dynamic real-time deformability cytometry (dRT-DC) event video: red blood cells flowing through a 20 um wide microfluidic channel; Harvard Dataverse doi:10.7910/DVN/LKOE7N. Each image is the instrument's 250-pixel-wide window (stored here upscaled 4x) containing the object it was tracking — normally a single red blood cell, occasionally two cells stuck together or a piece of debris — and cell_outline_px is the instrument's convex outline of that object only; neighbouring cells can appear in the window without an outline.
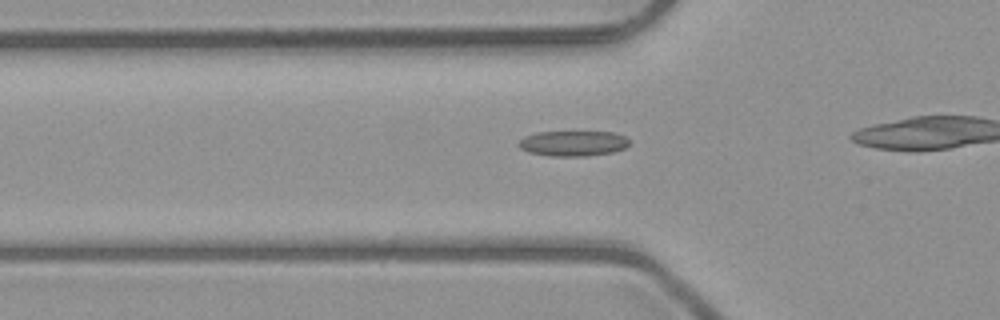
{"species": "common noctule bat (a hibernating species)", "species_latin": "Nyctalus noctula", "temperature_condition": "room temperature", "stored_images_in_passage": 33, "camera_frame_rate_fps": 3000, "um_per_image_px": 0.085, "animal": {"sex": "male", "body_mass_g": 23.1, "forearm_length_mm": 52.7}, "frame": {"image": 1, "passage_image": 5, "time_ms": 1.333, "image_size_px": [1000, 320], "cell_outline_px": [[628, 144], [624, 148], [612, 152], [584, 156], [552, 156], [528, 152], [520, 148], [516, 144], [524, 136], [536, 132], [612, 132], [624, 136], [628, 140]], "centroid_in_image_um": [48.66, 12.18], "position_along_channel_um": 77.1, "area_um2": 16.24}}
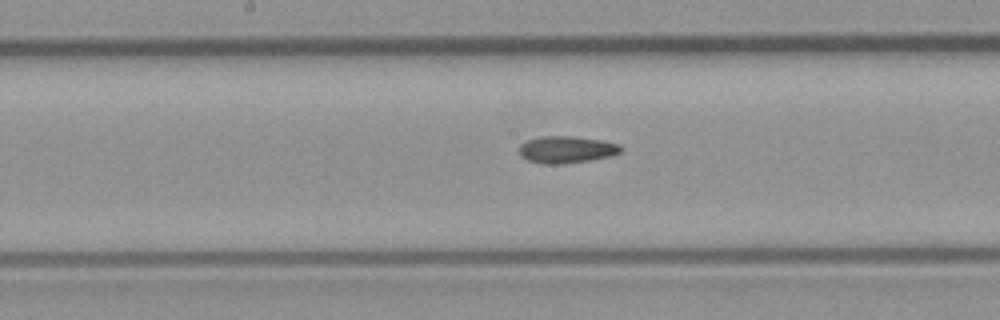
{"frame": {"image": 2, "passage_image": 14, "time_ms": 4.333, "image_size_px": [1000, 320], "cell_outline_px": [[624, 148], [620, 152], [612, 156], [564, 164], [540, 164], [528, 160], [520, 156], [520, 144], [528, 140], [544, 136], [572, 136], [600, 140], [620, 144]], "centroid_in_image_um": [48.17, 12.72], "position_along_channel_um": 200.0, "area_um2": 16.01}}
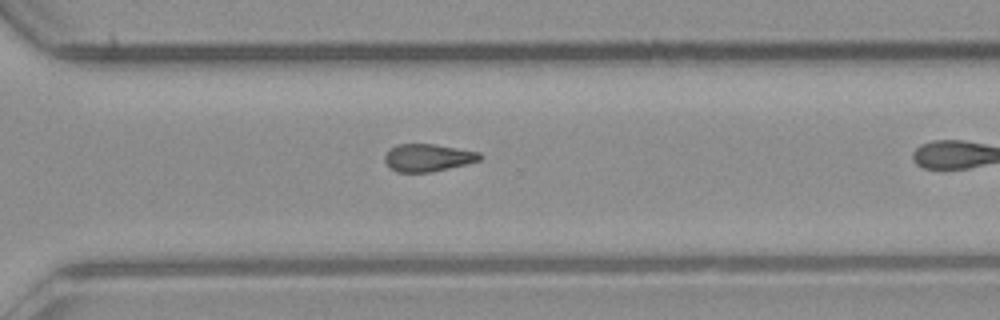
{"frame": {"image": 3, "passage_image": 24, "time_ms": 7.667, "image_size_px": [1000, 320], "cell_outline_px": [[484, 156], [480, 160], [468, 164], [432, 172], [396, 172], [388, 168], [384, 160], [384, 156], [392, 148], [400, 144], [432, 144], [480, 152]], "centroid_in_image_um": [36.39, 13.42], "position_along_channel_um": 334.2, "area_um2": 15.32}}